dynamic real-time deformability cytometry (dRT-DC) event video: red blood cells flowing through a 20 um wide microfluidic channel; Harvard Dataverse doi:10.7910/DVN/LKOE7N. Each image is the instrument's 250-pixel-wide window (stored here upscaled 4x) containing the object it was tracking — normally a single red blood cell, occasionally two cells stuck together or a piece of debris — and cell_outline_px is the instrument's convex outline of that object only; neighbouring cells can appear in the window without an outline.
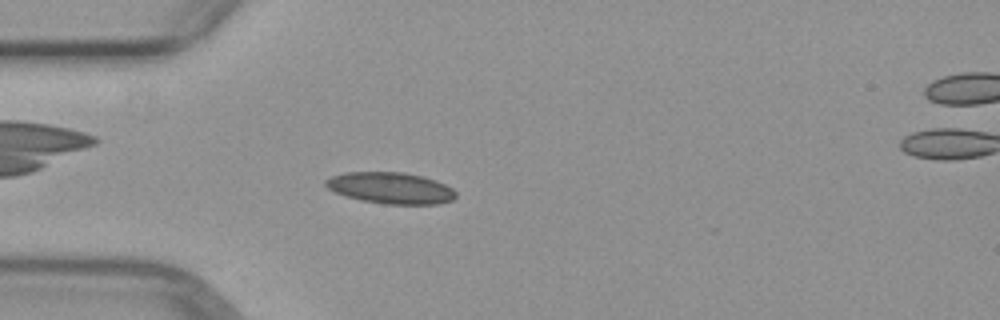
{"species": "common noctule bat (a hibernating species)", "species_latin": "Nyctalus noctula", "temperature_condition": "warm", "stored_images_in_passage": 3, "camera_frame_rate_fps": 3000, "um_per_image_px": 0.085, "animal": {"sex": "female", "body_mass_g": 29.2, "forearm_length_mm": 56.3}, "frame": {"image": 1, "passage_image": 2, "time_ms": 1.0, "image_size_px": [1000, 320], "cell_outline_px": [[456, 196], [452, 200], [436, 204], [384, 204], [360, 200], [336, 192], [328, 188], [324, 184], [324, 180], [332, 176], [344, 172], [404, 172], [424, 176], [436, 180], [452, 188], [456, 192]], "centroid_in_image_um": [33.21, 15.97], "position_along_channel_um": 51.8, "area_um2": 23.81}}